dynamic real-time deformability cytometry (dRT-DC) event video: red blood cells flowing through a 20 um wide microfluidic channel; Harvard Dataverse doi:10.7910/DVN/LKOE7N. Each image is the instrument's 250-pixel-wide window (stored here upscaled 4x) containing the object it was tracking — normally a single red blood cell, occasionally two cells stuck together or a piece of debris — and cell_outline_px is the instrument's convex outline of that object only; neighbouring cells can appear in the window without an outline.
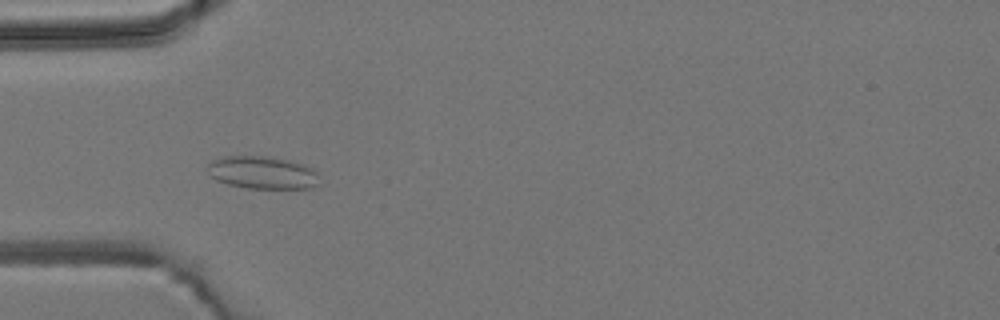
{"species": "common noctule bat (a hibernating species)", "species_latin": "Nyctalus noctula", "temperature_condition": "room temperature", "stored_images_in_passage": 5, "camera_frame_rate_fps": 3000, "um_per_image_px": 0.085, "animal": {"sex": "male", "body_mass_g": 19.2, "forearm_length_mm": 51.8}, "frame": {"image": 1, "passage_image": 3, "time_ms": 3.333, "image_size_px": [1000, 320], "cell_outline_px": [[320, 184], [312, 188], [248, 188], [228, 184], [216, 180], [208, 176], [208, 164], [212, 160], [224, 156], [268, 156], [292, 160], [304, 164], [312, 168], [316, 172]], "centroid_in_image_um": [22.31, 14.66], "position_along_channel_um": 62.7, "area_um2": 21.56}}
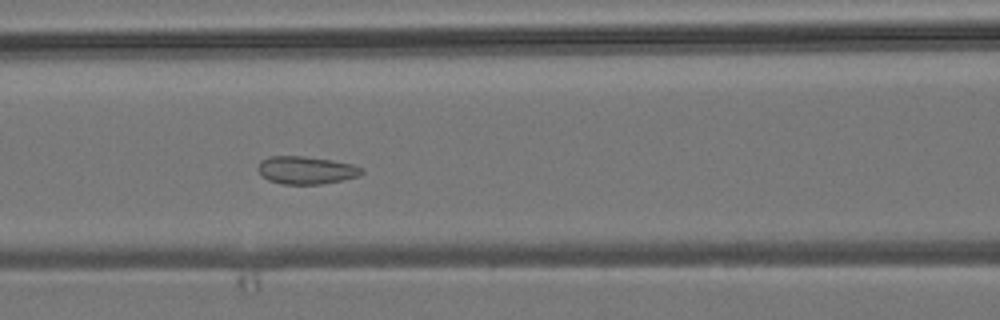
{"frame": {"image": 2, "passage_image": 5, "time_ms": 5.333, "image_size_px": [1000, 320], "cell_outline_px": [[364, 172], [360, 176], [320, 184], [284, 184], [268, 180], [256, 168], [260, 160], [268, 156], [304, 156], [332, 160], [352, 164], [360, 168]], "centroid_in_image_um": [25.99, 14.45], "position_along_channel_um": 140.6, "area_um2": 16.7}}